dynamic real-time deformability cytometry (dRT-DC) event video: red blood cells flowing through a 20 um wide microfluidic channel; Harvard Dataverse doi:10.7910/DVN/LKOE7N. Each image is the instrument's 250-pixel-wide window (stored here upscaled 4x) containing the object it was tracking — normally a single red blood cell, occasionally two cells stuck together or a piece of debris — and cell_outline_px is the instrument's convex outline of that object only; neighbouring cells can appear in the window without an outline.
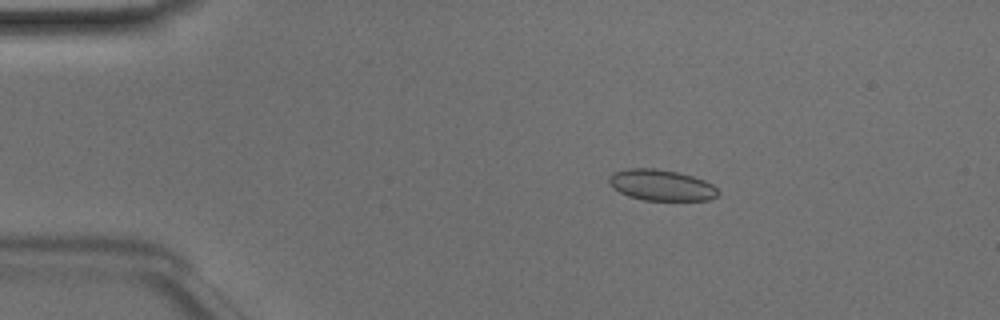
{"species": "Egyptian fruit bat (a non-hibernating species)", "species_latin": "Rousettus aegyptiacus", "temperature_condition": "room temperature", "stored_images_in_passage": 48, "camera_frame_rate_fps": 3000, "um_per_image_px": 0.085, "animal": {"sex": "male"}, "frame": {"image": 1, "passage_image": 8, "time_ms": 2.333, "image_size_px": [1000, 320], "cell_outline_px": [[720, 192], [716, 196], [708, 200], [644, 200], [628, 196], [612, 188], [608, 180], [608, 176], [612, 172], [624, 168], [656, 168], [676, 172], [692, 176], [704, 180], [712, 184]], "centroid_in_image_um": [56.16, 15.72], "position_along_channel_um": 28.8, "area_um2": 19.83}}
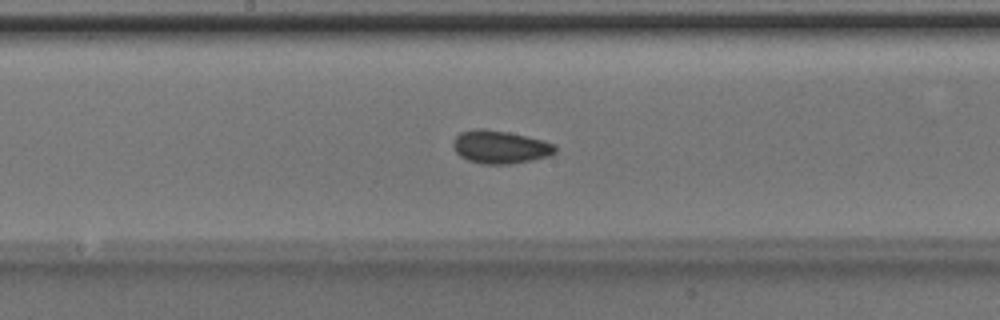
{"frame": {"image": 2, "passage_image": 25, "time_ms": 8.0, "image_size_px": [1000, 320], "cell_outline_px": [[556, 152], [548, 156], [532, 160], [508, 164], [480, 164], [468, 160], [460, 156], [456, 152], [452, 144], [452, 140], [460, 132], [476, 128], [484, 128], [508, 132], [544, 140], [556, 144]], "centroid_in_image_um": [42.5, 12.49], "position_along_channel_um": 205.7, "area_um2": 19.83}}
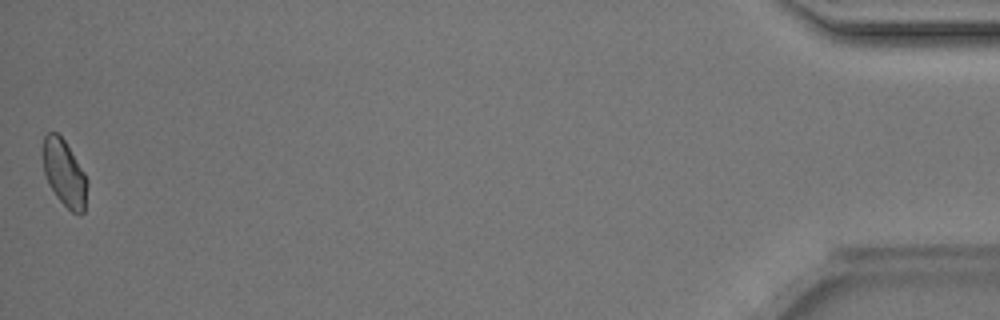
{"frame": {"image": 3, "passage_image": 48, "time_ms": 15.667, "image_size_px": [1000, 320], "cell_outline_px": [[88, 184], [84, 212], [80, 216], [72, 212], [56, 196], [48, 184], [44, 172], [44, 136], [48, 132], [56, 132], [64, 140], [84, 172], [88, 180]], "centroid_in_image_um": [5.5, 14.76], "position_along_channel_um": 429.7, "area_um2": 16.99}, "authors_computed_cell_mechanics": {"area_um2": 18.4671, "velocity_mm_per_s": 4.1601, "shape_relaxation_time_tau1_ms": 4.4333, "shape_relaxation_time_tau2_ms": 3.4483, "deformation_change_tau1": 0.0714, "deformation_change_tau2": 0.062}}